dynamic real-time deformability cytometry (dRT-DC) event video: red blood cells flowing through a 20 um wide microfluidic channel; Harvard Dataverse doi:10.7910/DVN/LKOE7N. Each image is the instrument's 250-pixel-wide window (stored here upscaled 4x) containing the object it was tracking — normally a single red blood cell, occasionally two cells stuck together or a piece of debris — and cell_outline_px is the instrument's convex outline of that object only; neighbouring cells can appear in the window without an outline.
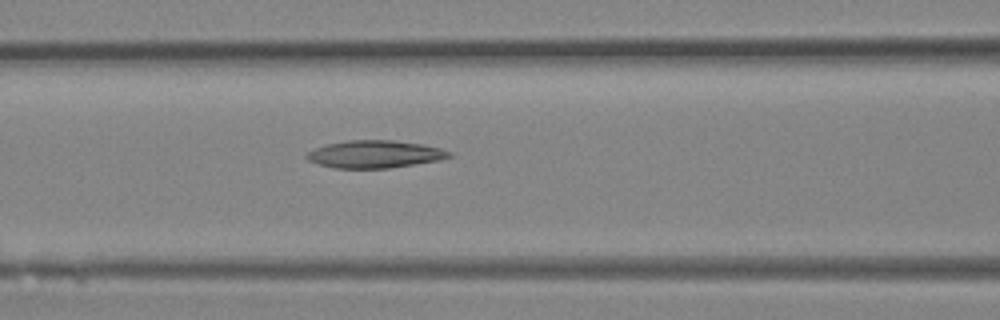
{"species": "Egyptian fruit bat (a non-hibernating species)", "species_latin": "Rousettus aegyptiacus", "temperature_condition": "room temperature", "stored_images_in_passage": 32, "camera_frame_rate_fps": 3000, "um_per_image_px": 0.085, "animal": {"sex": "female"}, "frame": {"image": 1, "passage_image": 12, "time_ms": 3.667, "image_size_px": [1000, 320], "cell_outline_px": [[452, 156], [440, 160], [388, 168], [336, 168], [320, 164], [308, 160], [304, 156], [308, 152], [316, 148], [328, 144], [348, 140], [392, 140], [424, 144], [440, 148], [452, 152]], "centroid_in_image_um": [31.89, 13.1], "position_along_channel_um": 134.7, "area_um2": 22.72}}
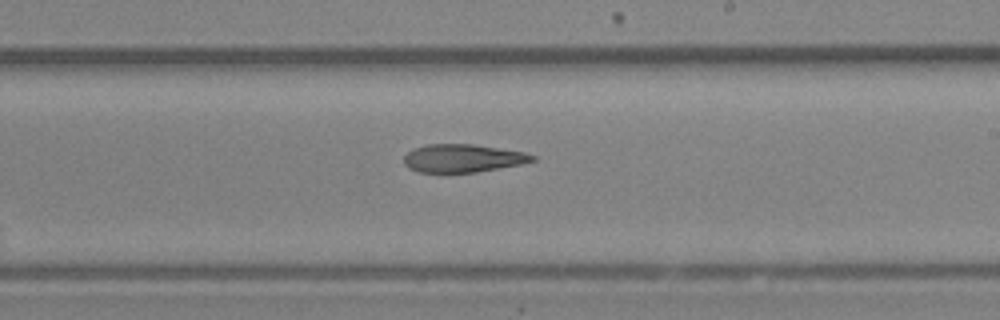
{"frame": {"image": 2, "passage_image": 18, "time_ms": 5.667, "image_size_px": [1000, 320], "cell_outline_px": [[536, 160], [520, 164], [476, 172], [420, 172], [408, 168], [404, 164], [404, 156], [408, 152], [416, 148], [428, 144], [472, 144], [524, 152], [536, 156]], "centroid_in_image_um": [39.33, 13.45], "position_along_channel_um": 249.7, "area_um2": 20.75}}
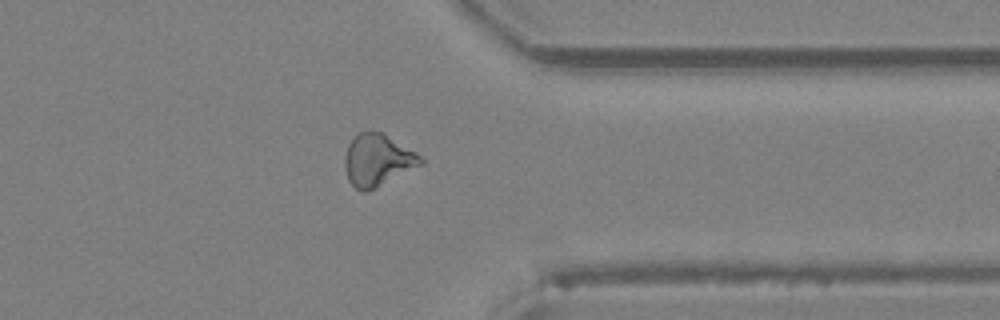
{"frame": {"image": 3, "passage_image": 25, "time_ms": 8.0, "image_size_px": [1000, 320], "cell_outline_px": [[424, 164], [364, 192], [360, 192], [348, 180], [344, 168], [344, 156], [348, 144], [352, 136], [368, 128], [380, 132], [416, 152], [424, 160]], "centroid_in_image_um": [32.05, 13.57], "position_along_channel_um": 379.4, "area_um2": 23.0}}